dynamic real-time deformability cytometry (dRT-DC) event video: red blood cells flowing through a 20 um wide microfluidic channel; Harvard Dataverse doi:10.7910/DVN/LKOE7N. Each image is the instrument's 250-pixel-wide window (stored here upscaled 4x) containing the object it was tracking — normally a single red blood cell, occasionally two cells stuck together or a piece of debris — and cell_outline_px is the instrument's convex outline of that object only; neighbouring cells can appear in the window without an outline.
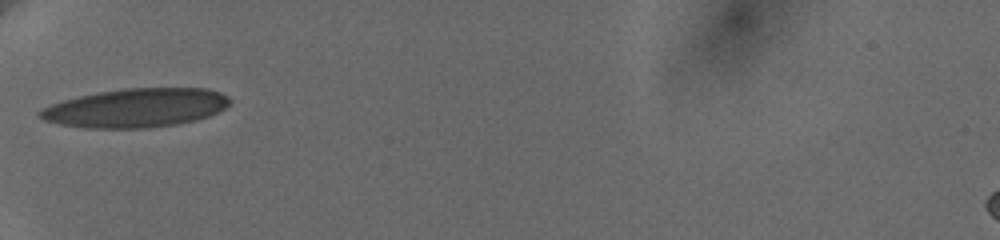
{"species": "human", "species_latin": "Homo sapiens", "temperature_condition": "cold", "stored_images_in_passage": 36, "camera_frame_rate_fps": 3000, "um_per_image_px": 0.085, "donor": {"sex": "female"}, "frame": {"image": 1, "passage_image": 1, "time_ms": 0.0, "image_size_px": [1000, 240], "cell_outline_px": [[232, 100], [224, 108], [208, 116], [196, 120], [176, 124], [148, 128], [84, 128], [60, 124], [44, 120], [36, 116], [36, 112], [40, 108], [64, 100], [96, 92], [124, 88], [208, 88], [220, 92], [228, 96]], "centroid_in_image_um": [11.52, 9.17], "position_along_channel_um": 73.5, "area_um2": 43.18}}
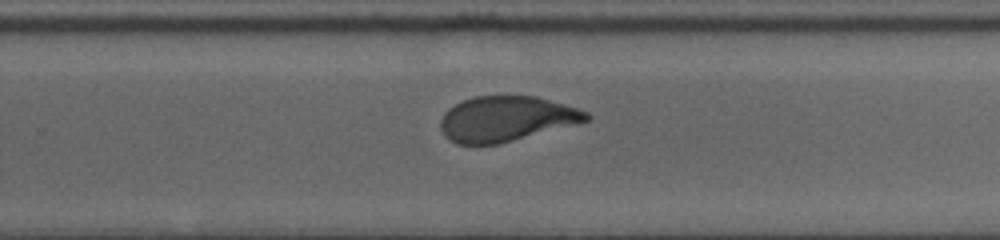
{"frame": {"image": 2, "passage_image": 19, "time_ms": 6.0, "image_size_px": [1000, 240], "cell_outline_px": [[592, 116], [588, 120], [496, 144], [456, 144], [444, 136], [440, 128], [440, 120], [444, 112], [448, 108], [464, 100], [476, 96], [536, 96], [576, 108], [588, 112]], "centroid_in_image_um": [42.96, 10.09], "position_along_channel_um": 286.8, "area_um2": 37.74}}
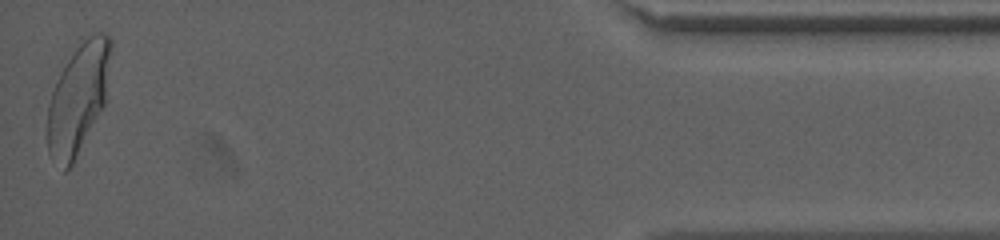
{"frame": {"image": 3, "passage_image": 36, "time_ms": 11.667, "image_size_px": [1000, 240], "cell_outline_px": [[112, 48], [104, 104], [72, 164], [64, 172], [48, 152], [48, 104], [52, 92], [60, 72], [76, 40], [96, 32], [104, 32], [112, 40]], "centroid_in_image_um": [6.64, 8.24], "position_along_channel_um": 428.6, "area_um2": 40.63}, "authors_computed_cell_mechanics": {"area_um2": 39.8531, "velocity_mm_per_s": 3.6306, "shape_relaxation_time_tau1_ms": 7.7679, "shape_relaxation_time_tau2_ms": 0.9332, "deformation_change_tau1": 0.2265, "deformation_change_tau2": 0.0766}}